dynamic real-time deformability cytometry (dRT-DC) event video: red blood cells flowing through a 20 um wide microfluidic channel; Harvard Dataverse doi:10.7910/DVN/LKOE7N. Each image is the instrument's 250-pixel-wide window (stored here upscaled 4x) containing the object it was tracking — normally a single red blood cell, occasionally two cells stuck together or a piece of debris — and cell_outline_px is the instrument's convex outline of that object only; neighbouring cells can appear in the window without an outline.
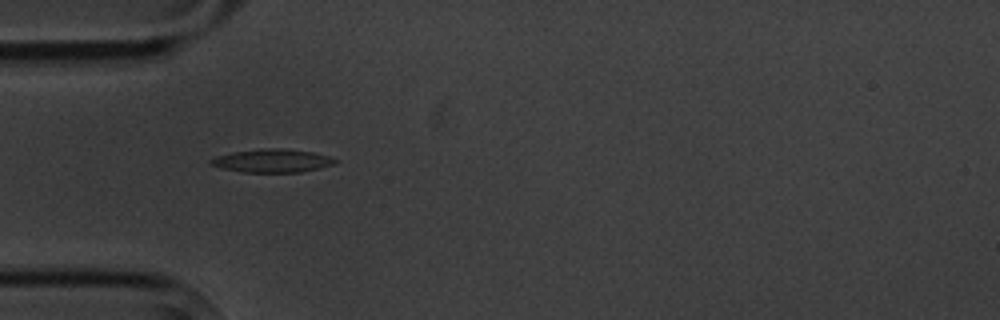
{"species": "common noctule bat (a hibernating species)", "species_latin": "Nyctalus noctula", "temperature_condition": "cold", "stored_images_in_passage": 5, "camera_frame_rate_fps": 3000, "um_per_image_px": 0.085, "animal": {"sex": "male", "body_mass_g": 20.1, "forearm_length_mm": 53.5}, "frame": {"image": 1, "passage_image": 4, "time_ms": 3.333, "image_size_px": [1000, 320], "cell_outline_px": [[340, 160], [336, 164], [300, 172], [240, 172], [220, 168], [212, 164], [208, 160], [216, 156], [232, 152], [260, 148], [280, 148], [312, 152], [328, 156]], "centroid_in_image_um": [23.13, 13.66], "position_along_channel_um": 61.9, "area_um2": 16.94}}
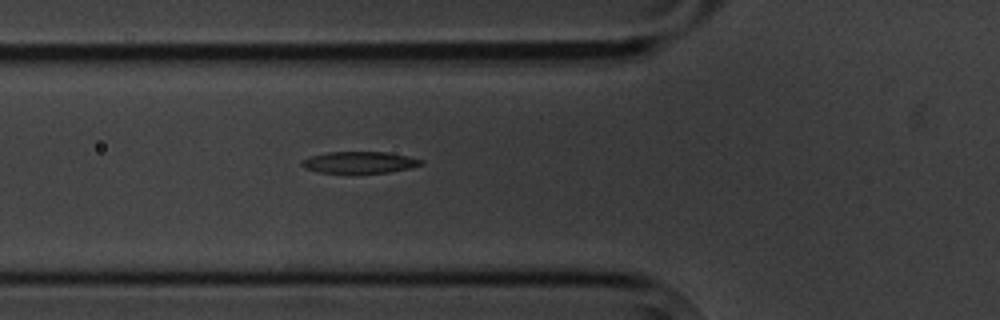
{"frame": {"image": 2, "passage_image": 5, "time_ms": 4.333, "image_size_px": [1000, 320], "cell_outline_px": [[424, 164], [412, 168], [388, 172], [320, 172], [304, 168], [300, 164], [300, 160], [308, 156], [328, 152], [388, 152], [408, 156], [424, 160]], "centroid_in_image_um": [30.56, 13.78], "position_along_channel_um": 95.2, "area_um2": 15.03}}